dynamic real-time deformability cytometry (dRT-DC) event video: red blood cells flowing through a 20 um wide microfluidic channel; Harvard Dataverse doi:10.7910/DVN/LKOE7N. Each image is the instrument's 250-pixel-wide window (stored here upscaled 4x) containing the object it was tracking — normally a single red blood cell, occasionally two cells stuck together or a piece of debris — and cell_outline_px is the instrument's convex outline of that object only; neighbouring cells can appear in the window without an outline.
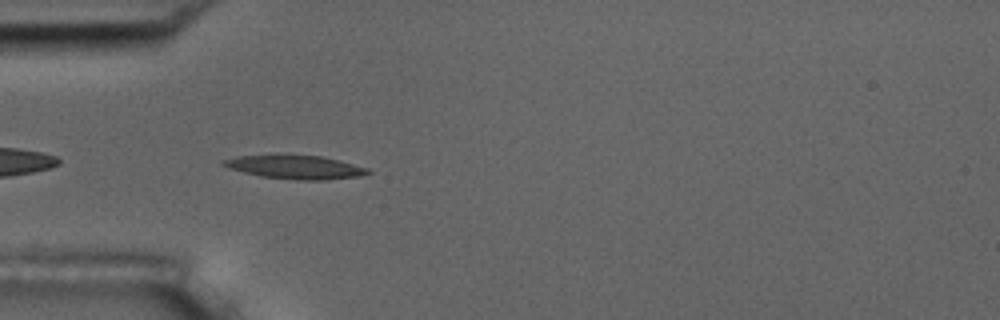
{"species": "common noctule bat (a hibernating species)", "species_latin": "Nyctalus noctula", "temperature_condition": "room temperature", "stored_images_in_passage": 3, "camera_frame_rate_fps": 3000, "um_per_image_px": 0.085, "animal": {"sex": "male", "body_mass_g": 17.5, "forearm_length_mm": 52.3}, "frame": {"image": 1, "passage_image": 2, "time_ms": 1.333, "image_size_px": [1000, 320], "cell_outline_px": [[372, 172], [360, 176], [324, 180], [300, 180], [260, 176], [244, 172], [220, 164], [220, 160], [236, 156], [320, 156], [340, 160], [368, 168]], "centroid_in_image_um": [25.14, 14.22], "position_along_channel_um": 59.9, "area_um2": 19.42}}